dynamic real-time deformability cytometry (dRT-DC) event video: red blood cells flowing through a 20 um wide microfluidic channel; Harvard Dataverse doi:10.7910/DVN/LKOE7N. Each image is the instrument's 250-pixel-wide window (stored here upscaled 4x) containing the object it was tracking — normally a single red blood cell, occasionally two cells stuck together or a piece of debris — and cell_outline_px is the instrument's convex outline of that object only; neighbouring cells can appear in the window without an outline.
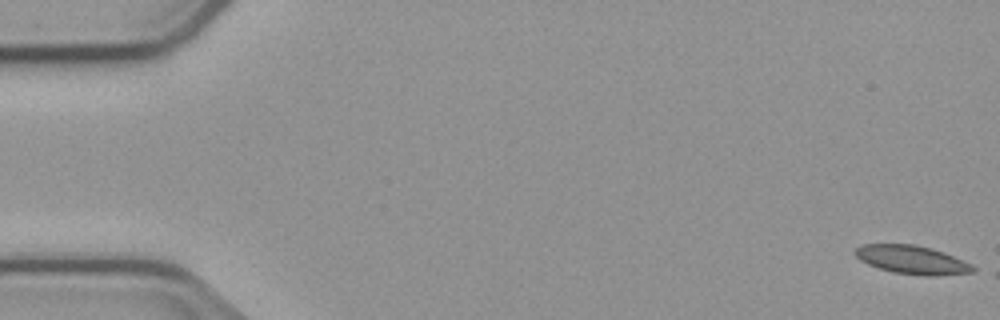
{"species": "common noctule bat (a hibernating species)", "species_latin": "Nyctalus noctula", "temperature_condition": "cold", "stored_images_in_passage": 5, "camera_frame_rate_fps": 3000, "um_per_image_px": 0.085, "animal": {"sex": "male", "body_mass_g": 23.1, "forearm_length_mm": 52.7}, "frame": {"image": 1, "passage_image": 1, "time_ms": 0.0, "image_size_px": [1000, 320], "cell_outline_px": [[976, 272], [932, 276], [924, 276], [892, 272], [868, 264], [860, 260], [852, 252], [860, 244], [916, 244], [932, 248], [944, 252], [972, 264], [976, 268]], "centroid_in_image_um": [77.53, 22.08], "position_along_channel_um": 7.5, "area_um2": 19.77}}